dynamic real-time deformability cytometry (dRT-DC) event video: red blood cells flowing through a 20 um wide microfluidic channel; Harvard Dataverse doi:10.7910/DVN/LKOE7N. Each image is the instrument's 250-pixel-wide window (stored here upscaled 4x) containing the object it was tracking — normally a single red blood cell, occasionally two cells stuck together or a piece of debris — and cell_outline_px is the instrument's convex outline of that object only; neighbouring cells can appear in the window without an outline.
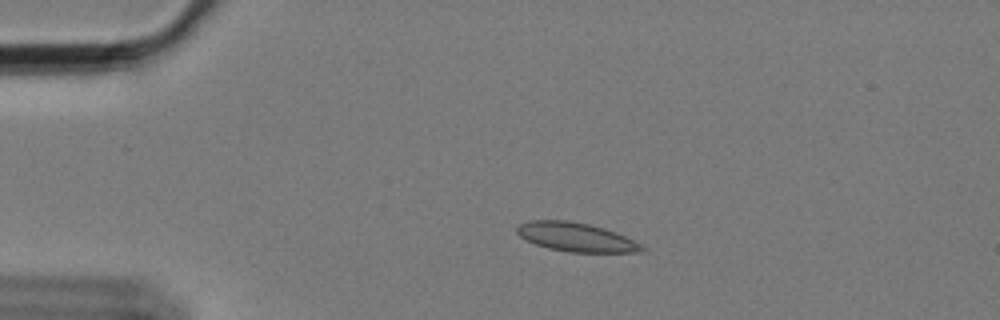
{"species": "Egyptian fruit bat (a non-hibernating species)", "species_latin": "Rousettus aegyptiacus", "temperature_condition": "cold", "stored_images_in_passage": 56, "camera_frame_rate_fps": 3000, "um_per_image_px": 0.085, "animal": {"sex": "female"}, "frame": {"image": 1, "passage_image": 13, "time_ms": 4.0, "image_size_px": [1000, 320], "cell_outline_px": [[648, 248], [640, 252], [568, 252], [548, 248], [524, 240], [516, 232], [516, 228], [520, 224], [528, 220], [568, 220], [588, 224], [604, 228], [616, 232]], "centroid_in_image_um": [48.93, 20.15], "position_along_channel_um": 36.1, "area_um2": 21.04}}
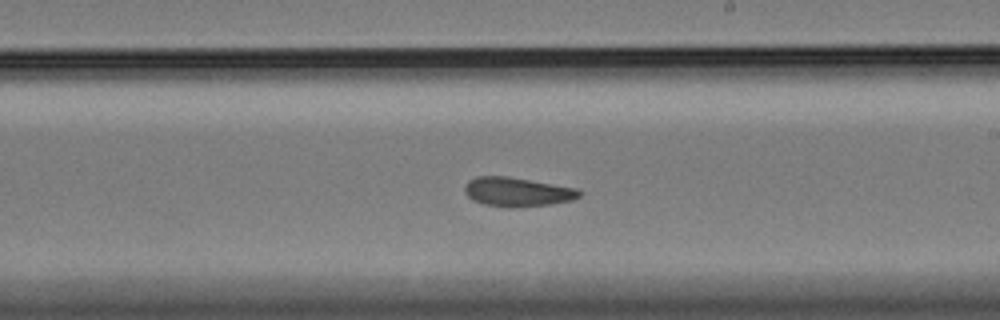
{"frame": {"image": 2, "passage_image": 35, "time_ms": 11.333, "image_size_px": [1000, 320], "cell_outline_px": [[584, 192], [580, 196], [572, 200], [552, 204], [512, 208], [504, 208], [484, 204], [472, 200], [464, 192], [464, 184], [468, 180], [476, 176], [508, 176], [576, 188]], "centroid_in_image_um": [43.94, 16.32], "position_along_channel_um": 245.1, "area_um2": 19.77}}
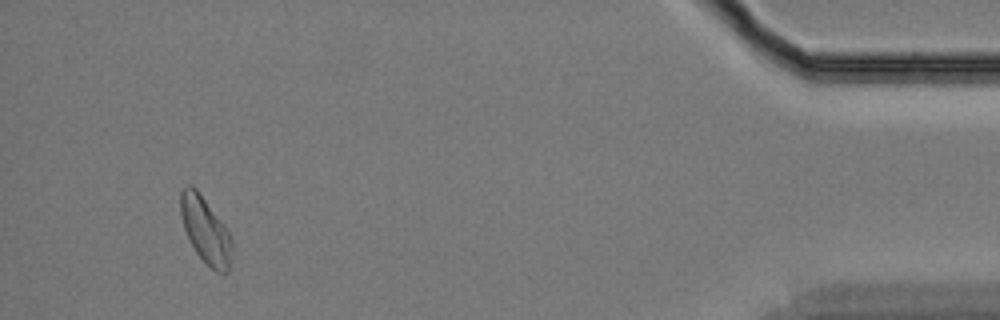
{"frame": {"image": 3, "passage_image": 56, "time_ms": 18.333, "image_size_px": [1000, 320], "cell_outline_px": [[232, 260], [228, 272], [216, 272], [196, 252], [184, 228], [180, 212], [180, 192], [188, 184], [192, 184], [196, 188], [228, 228], [232, 236]], "centroid_in_image_um": [17.5, 19.54], "position_along_channel_um": 417.7, "area_um2": 19.94}}